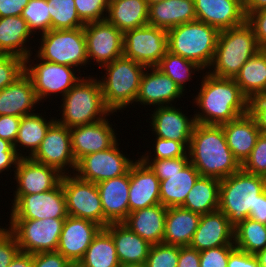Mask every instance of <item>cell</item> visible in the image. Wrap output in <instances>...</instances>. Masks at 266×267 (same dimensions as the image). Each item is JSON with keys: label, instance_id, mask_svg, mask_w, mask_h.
<instances>
[{"label": "cell", "instance_id": "6da1fadb", "mask_svg": "<svg viewBox=\"0 0 266 267\" xmlns=\"http://www.w3.org/2000/svg\"><path fill=\"white\" fill-rule=\"evenodd\" d=\"M205 73L198 95L193 99V104L201 109L194 114L196 123L222 125L248 113L249 100L234 78L216 77L207 70Z\"/></svg>", "mask_w": 266, "mask_h": 267}, {"label": "cell", "instance_id": "7a4b0ae2", "mask_svg": "<svg viewBox=\"0 0 266 267\" xmlns=\"http://www.w3.org/2000/svg\"><path fill=\"white\" fill-rule=\"evenodd\" d=\"M190 162L202 177L222 180L241 169L221 125L197 123L188 148Z\"/></svg>", "mask_w": 266, "mask_h": 267}, {"label": "cell", "instance_id": "3957f363", "mask_svg": "<svg viewBox=\"0 0 266 267\" xmlns=\"http://www.w3.org/2000/svg\"><path fill=\"white\" fill-rule=\"evenodd\" d=\"M260 49L253 29L246 21L242 25L221 30L207 72L220 78H235L247 60Z\"/></svg>", "mask_w": 266, "mask_h": 267}, {"label": "cell", "instance_id": "277c9868", "mask_svg": "<svg viewBox=\"0 0 266 267\" xmlns=\"http://www.w3.org/2000/svg\"><path fill=\"white\" fill-rule=\"evenodd\" d=\"M266 190V177L245 172L242 168L220 180L219 207L235 228L249 218L257 196Z\"/></svg>", "mask_w": 266, "mask_h": 267}, {"label": "cell", "instance_id": "5b68a950", "mask_svg": "<svg viewBox=\"0 0 266 267\" xmlns=\"http://www.w3.org/2000/svg\"><path fill=\"white\" fill-rule=\"evenodd\" d=\"M85 78V79H84ZM98 78L82 77L63 97L61 118L67 128L96 123L112 115L105 106ZM108 115V116H107Z\"/></svg>", "mask_w": 266, "mask_h": 267}, {"label": "cell", "instance_id": "8992f818", "mask_svg": "<svg viewBox=\"0 0 266 267\" xmlns=\"http://www.w3.org/2000/svg\"><path fill=\"white\" fill-rule=\"evenodd\" d=\"M104 68V69H103ZM146 66L124 56L104 65V76L98 79L101 85L105 106L112 112H118L135 104L141 78ZM127 106V107H126Z\"/></svg>", "mask_w": 266, "mask_h": 267}, {"label": "cell", "instance_id": "52a82bcc", "mask_svg": "<svg viewBox=\"0 0 266 267\" xmlns=\"http://www.w3.org/2000/svg\"><path fill=\"white\" fill-rule=\"evenodd\" d=\"M219 30L202 21L180 24L167 31L168 51L205 69L211 65Z\"/></svg>", "mask_w": 266, "mask_h": 267}, {"label": "cell", "instance_id": "ba28073f", "mask_svg": "<svg viewBox=\"0 0 266 267\" xmlns=\"http://www.w3.org/2000/svg\"><path fill=\"white\" fill-rule=\"evenodd\" d=\"M41 41L35 54L34 60L42 59L48 62L67 65L76 68L79 73V66L89 63L87 57L86 38L83 27L56 30L40 34ZM37 57V58H36Z\"/></svg>", "mask_w": 266, "mask_h": 267}, {"label": "cell", "instance_id": "9c48e42d", "mask_svg": "<svg viewBox=\"0 0 266 267\" xmlns=\"http://www.w3.org/2000/svg\"><path fill=\"white\" fill-rule=\"evenodd\" d=\"M20 251L29 254L56 251L65 218L9 219Z\"/></svg>", "mask_w": 266, "mask_h": 267}, {"label": "cell", "instance_id": "30bf717a", "mask_svg": "<svg viewBox=\"0 0 266 267\" xmlns=\"http://www.w3.org/2000/svg\"><path fill=\"white\" fill-rule=\"evenodd\" d=\"M31 56L32 54L25 58V73L32 81L39 103L42 102V99L44 102L45 98L47 96L49 98L51 94L59 93L63 97L82 78L75 74L78 70L74 67L42 59H39V63L35 62L36 64H34Z\"/></svg>", "mask_w": 266, "mask_h": 267}, {"label": "cell", "instance_id": "8fae6325", "mask_svg": "<svg viewBox=\"0 0 266 267\" xmlns=\"http://www.w3.org/2000/svg\"><path fill=\"white\" fill-rule=\"evenodd\" d=\"M72 174L71 172L63 175L61 179L66 198L67 214L72 217L91 220L104 228V212L97 185Z\"/></svg>", "mask_w": 266, "mask_h": 267}, {"label": "cell", "instance_id": "7c38bea8", "mask_svg": "<svg viewBox=\"0 0 266 267\" xmlns=\"http://www.w3.org/2000/svg\"><path fill=\"white\" fill-rule=\"evenodd\" d=\"M167 51V30L146 25L124 33L123 56L146 67H156Z\"/></svg>", "mask_w": 266, "mask_h": 267}, {"label": "cell", "instance_id": "4fadbf2b", "mask_svg": "<svg viewBox=\"0 0 266 267\" xmlns=\"http://www.w3.org/2000/svg\"><path fill=\"white\" fill-rule=\"evenodd\" d=\"M118 141L110 148L82 157L76 165L75 175L88 182L99 183L126 174L135 162L121 153Z\"/></svg>", "mask_w": 266, "mask_h": 267}, {"label": "cell", "instance_id": "5bb4252c", "mask_svg": "<svg viewBox=\"0 0 266 267\" xmlns=\"http://www.w3.org/2000/svg\"><path fill=\"white\" fill-rule=\"evenodd\" d=\"M31 158L55 168L63 175L69 174L68 169L74 174L77 163L73 156L69 128L55 120L47 130L40 147Z\"/></svg>", "mask_w": 266, "mask_h": 267}, {"label": "cell", "instance_id": "9a60e30c", "mask_svg": "<svg viewBox=\"0 0 266 267\" xmlns=\"http://www.w3.org/2000/svg\"><path fill=\"white\" fill-rule=\"evenodd\" d=\"M83 29L89 62L101 68L123 56L124 34L107 20L86 23Z\"/></svg>", "mask_w": 266, "mask_h": 267}, {"label": "cell", "instance_id": "2e32d148", "mask_svg": "<svg viewBox=\"0 0 266 267\" xmlns=\"http://www.w3.org/2000/svg\"><path fill=\"white\" fill-rule=\"evenodd\" d=\"M16 190L12 206L23 196L43 193L56 188L63 177L58 170L32 158H20L14 170Z\"/></svg>", "mask_w": 266, "mask_h": 267}, {"label": "cell", "instance_id": "e0dca14e", "mask_svg": "<svg viewBox=\"0 0 266 267\" xmlns=\"http://www.w3.org/2000/svg\"><path fill=\"white\" fill-rule=\"evenodd\" d=\"M10 219L66 218V198L60 183L56 188L23 195L11 207Z\"/></svg>", "mask_w": 266, "mask_h": 267}, {"label": "cell", "instance_id": "ac0fdd59", "mask_svg": "<svg viewBox=\"0 0 266 267\" xmlns=\"http://www.w3.org/2000/svg\"><path fill=\"white\" fill-rule=\"evenodd\" d=\"M102 228L91 220L68 215L64 220L56 251L68 261H80Z\"/></svg>", "mask_w": 266, "mask_h": 267}, {"label": "cell", "instance_id": "d6986e66", "mask_svg": "<svg viewBox=\"0 0 266 267\" xmlns=\"http://www.w3.org/2000/svg\"><path fill=\"white\" fill-rule=\"evenodd\" d=\"M107 118L96 123L69 128L76 163L84 156L106 150L117 141V133Z\"/></svg>", "mask_w": 266, "mask_h": 267}, {"label": "cell", "instance_id": "ffe728a7", "mask_svg": "<svg viewBox=\"0 0 266 267\" xmlns=\"http://www.w3.org/2000/svg\"><path fill=\"white\" fill-rule=\"evenodd\" d=\"M180 110L174 105L156 107L150 117L151 131L156 137L181 142L188 149L197 123L194 116H186Z\"/></svg>", "mask_w": 266, "mask_h": 267}, {"label": "cell", "instance_id": "44dd1931", "mask_svg": "<svg viewBox=\"0 0 266 267\" xmlns=\"http://www.w3.org/2000/svg\"><path fill=\"white\" fill-rule=\"evenodd\" d=\"M183 94V90L169 76L156 67H147L142 75L135 102L155 108L169 106Z\"/></svg>", "mask_w": 266, "mask_h": 267}, {"label": "cell", "instance_id": "7402d4cb", "mask_svg": "<svg viewBox=\"0 0 266 267\" xmlns=\"http://www.w3.org/2000/svg\"><path fill=\"white\" fill-rule=\"evenodd\" d=\"M221 246H235L234 228L228 217L220 210L201 215L189 247L201 252Z\"/></svg>", "mask_w": 266, "mask_h": 267}, {"label": "cell", "instance_id": "603a6c76", "mask_svg": "<svg viewBox=\"0 0 266 267\" xmlns=\"http://www.w3.org/2000/svg\"><path fill=\"white\" fill-rule=\"evenodd\" d=\"M104 212V228L110 223H122L129 214V171L116 178L96 184Z\"/></svg>", "mask_w": 266, "mask_h": 267}, {"label": "cell", "instance_id": "cb8c5ba5", "mask_svg": "<svg viewBox=\"0 0 266 267\" xmlns=\"http://www.w3.org/2000/svg\"><path fill=\"white\" fill-rule=\"evenodd\" d=\"M197 20L219 31L242 25L246 21L241 0H194Z\"/></svg>", "mask_w": 266, "mask_h": 267}, {"label": "cell", "instance_id": "d4e9b609", "mask_svg": "<svg viewBox=\"0 0 266 267\" xmlns=\"http://www.w3.org/2000/svg\"><path fill=\"white\" fill-rule=\"evenodd\" d=\"M160 180L140 159L130 167L129 213L160 204Z\"/></svg>", "mask_w": 266, "mask_h": 267}, {"label": "cell", "instance_id": "484cf974", "mask_svg": "<svg viewBox=\"0 0 266 267\" xmlns=\"http://www.w3.org/2000/svg\"><path fill=\"white\" fill-rule=\"evenodd\" d=\"M38 103L32 81L25 72L13 83L0 90V116L31 115L36 111L34 108Z\"/></svg>", "mask_w": 266, "mask_h": 267}, {"label": "cell", "instance_id": "4316f807", "mask_svg": "<svg viewBox=\"0 0 266 267\" xmlns=\"http://www.w3.org/2000/svg\"><path fill=\"white\" fill-rule=\"evenodd\" d=\"M227 145L234 157L242 165L255 147L260 131L254 118L249 114L221 125Z\"/></svg>", "mask_w": 266, "mask_h": 267}, {"label": "cell", "instance_id": "83f0119b", "mask_svg": "<svg viewBox=\"0 0 266 267\" xmlns=\"http://www.w3.org/2000/svg\"><path fill=\"white\" fill-rule=\"evenodd\" d=\"M167 207L156 204L130 212L122 222L151 245L163 243Z\"/></svg>", "mask_w": 266, "mask_h": 267}, {"label": "cell", "instance_id": "f1b7e54d", "mask_svg": "<svg viewBox=\"0 0 266 267\" xmlns=\"http://www.w3.org/2000/svg\"><path fill=\"white\" fill-rule=\"evenodd\" d=\"M160 180V204L169 207H180L194 186L200 173L189 162L182 170L173 174H155Z\"/></svg>", "mask_w": 266, "mask_h": 267}, {"label": "cell", "instance_id": "f546056e", "mask_svg": "<svg viewBox=\"0 0 266 267\" xmlns=\"http://www.w3.org/2000/svg\"><path fill=\"white\" fill-rule=\"evenodd\" d=\"M197 20L194 0H165L149 5L148 25L169 30Z\"/></svg>", "mask_w": 266, "mask_h": 267}, {"label": "cell", "instance_id": "4dcf8cb0", "mask_svg": "<svg viewBox=\"0 0 266 267\" xmlns=\"http://www.w3.org/2000/svg\"><path fill=\"white\" fill-rule=\"evenodd\" d=\"M105 229L114 240L120 264L145 263L151 244L123 223H110Z\"/></svg>", "mask_w": 266, "mask_h": 267}, {"label": "cell", "instance_id": "1f68e13d", "mask_svg": "<svg viewBox=\"0 0 266 267\" xmlns=\"http://www.w3.org/2000/svg\"><path fill=\"white\" fill-rule=\"evenodd\" d=\"M201 215L180 207H169L165 217L163 243L189 246Z\"/></svg>", "mask_w": 266, "mask_h": 267}, {"label": "cell", "instance_id": "d6a6232c", "mask_svg": "<svg viewBox=\"0 0 266 267\" xmlns=\"http://www.w3.org/2000/svg\"><path fill=\"white\" fill-rule=\"evenodd\" d=\"M32 35L22 16L0 18V54L27 58L32 54L31 48L27 45Z\"/></svg>", "mask_w": 266, "mask_h": 267}, {"label": "cell", "instance_id": "836d02e7", "mask_svg": "<svg viewBox=\"0 0 266 267\" xmlns=\"http://www.w3.org/2000/svg\"><path fill=\"white\" fill-rule=\"evenodd\" d=\"M146 0H117L108 6L106 20L123 34L148 25Z\"/></svg>", "mask_w": 266, "mask_h": 267}, {"label": "cell", "instance_id": "e575fe53", "mask_svg": "<svg viewBox=\"0 0 266 267\" xmlns=\"http://www.w3.org/2000/svg\"><path fill=\"white\" fill-rule=\"evenodd\" d=\"M234 80L248 100L266 95V49L251 56Z\"/></svg>", "mask_w": 266, "mask_h": 267}, {"label": "cell", "instance_id": "d590c367", "mask_svg": "<svg viewBox=\"0 0 266 267\" xmlns=\"http://www.w3.org/2000/svg\"><path fill=\"white\" fill-rule=\"evenodd\" d=\"M55 120L56 119H53L52 117L50 120H47L40 113H33L21 118L18 134L13 145L16 153L20 158H31L34 155V153L40 147V144L43 141L47 130ZM17 146L19 148L23 147V151L18 149ZM24 149H26L29 153L24 152ZM19 150L21 152H18ZM22 152L28 153L29 155H23Z\"/></svg>", "mask_w": 266, "mask_h": 267}, {"label": "cell", "instance_id": "8d00e7d4", "mask_svg": "<svg viewBox=\"0 0 266 267\" xmlns=\"http://www.w3.org/2000/svg\"><path fill=\"white\" fill-rule=\"evenodd\" d=\"M220 180L200 176L186 196L184 209L204 215L218 210Z\"/></svg>", "mask_w": 266, "mask_h": 267}, {"label": "cell", "instance_id": "74e56055", "mask_svg": "<svg viewBox=\"0 0 266 267\" xmlns=\"http://www.w3.org/2000/svg\"><path fill=\"white\" fill-rule=\"evenodd\" d=\"M83 267H120L111 234L102 228L80 260Z\"/></svg>", "mask_w": 266, "mask_h": 267}, {"label": "cell", "instance_id": "f35d334b", "mask_svg": "<svg viewBox=\"0 0 266 267\" xmlns=\"http://www.w3.org/2000/svg\"><path fill=\"white\" fill-rule=\"evenodd\" d=\"M235 248L246 253L256 254L266 248V224L251 218L245 219L234 228Z\"/></svg>", "mask_w": 266, "mask_h": 267}, {"label": "cell", "instance_id": "ab89813d", "mask_svg": "<svg viewBox=\"0 0 266 267\" xmlns=\"http://www.w3.org/2000/svg\"><path fill=\"white\" fill-rule=\"evenodd\" d=\"M162 73L169 76L182 90L185 91L187 81H190L192 74L203 71L195 62L167 51L156 66ZM201 70V71H200Z\"/></svg>", "mask_w": 266, "mask_h": 267}, {"label": "cell", "instance_id": "60d3db41", "mask_svg": "<svg viewBox=\"0 0 266 267\" xmlns=\"http://www.w3.org/2000/svg\"><path fill=\"white\" fill-rule=\"evenodd\" d=\"M51 16V29L66 30L84 27L80 19L74 0H47Z\"/></svg>", "mask_w": 266, "mask_h": 267}, {"label": "cell", "instance_id": "b9f144b4", "mask_svg": "<svg viewBox=\"0 0 266 267\" xmlns=\"http://www.w3.org/2000/svg\"><path fill=\"white\" fill-rule=\"evenodd\" d=\"M21 16L26 20L28 29L33 36L37 30L41 34L51 30V16L47 0H30L24 7Z\"/></svg>", "mask_w": 266, "mask_h": 267}, {"label": "cell", "instance_id": "7bdbcfd3", "mask_svg": "<svg viewBox=\"0 0 266 267\" xmlns=\"http://www.w3.org/2000/svg\"><path fill=\"white\" fill-rule=\"evenodd\" d=\"M179 246L159 243L151 245L146 267H177Z\"/></svg>", "mask_w": 266, "mask_h": 267}, {"label": "cell", "instance_id": "ee69618b", "mask_svg": "<svg viewBox=\"0 0 266 267\" xmlns=\"http://www.w3.org/2000/svg\"><path fill=\"white\" fill-rule=\"evenodd\" d=\"M25 72V59L11 54H0V90L13 83Z\"/></svg>", "mask_w": 266, "mask_h": 267}, {"label": "cell", "instance_id": "f6af8a7d", "mask_svg": "<svg viewBox=\"0 0 266 267\" xmlns=\"http://www.w3.org/2000/svg\"><path fill=\"white\" fill-rule=\"evenodd\" d=\"M155 144H153V152H154V158H151V153L143 154L140 158V160H160V159H171V158H178V157H184L186 154H188V149L181 143L175 140H168L156 137ZM151 155V156H150Z\"/></svg>", "mask_w": 266, "mask_h": 267}, {"label": "cell", "instance_id": "bcb514c9", "mask_svg": "<svg viewBox=\"0 0 266 267\" xmlns=\"http://www.w3.org/2000/svg\"><path fill=\"white\" fill-rule=\"evenodd\" d=\"M80 19L86 24L106 20L107 0H74Z\"/></svg>", "mask_w": 266, "mask_h": 267}, {"label": "cell", "instance_id": "7dc6e473", "mask_svg": "<svg viewBox=\"0 0 266 267\" xmlns=\"http://www.w3.org/2000/svg\"><path fill=\"white\" fill-rule=\"evenodd\" d=\"M241 168L251 174L266 177V136L260 134L250 156L241 165Z\"/></svg>", "mask_w": 266, "mask_h": 267}, {"label": "cell", "instance_id": "c3c4849f", "mask_svg": "<svg viewBox=\"0 0 266 267\" xmlns=\"http://www.w3.org/2000/svg\"><path fill=\"white\" fill-rule=\"evenodd\" d=\"M0 267H8L20 251L15 235L0 225Z\"/></svg>", "mask_w": 266, "mask_h": 267}, {"label": "cell", "instance_id": "681fc988", "mask_svg": "<svg viewBox=\"0 0 266 267\" xmlns=\"http://www.w3.org/2000/svg\"><path fill=\"white\" fill-rule=\"evenodd\" d=\"M235 246H221L199 252L200 267H227L229 254Z\"/></svg>", "mask_w": 266, "mask_h": 267}, {"label": "cell", "instance_id": "f907efd6", "mask_svg": "<svg viewBox=\"0 0 266 267\" xmlns=\"http://www.w3.org/2000/svg\"><path fill=\"white\" fill-rule=\"evenodd\" d=\"M154 174H173L182 170L189 162V154L184 157L160 159V160H141Z\"/></svg>", "mask_w": 266, "mask_h": 267}, {"label": "cell", "instance_id": "816d5d0a", "mask_svg": "<svg viewBox=\"0 0 266 267\" xmlns=\"http://www.w3.org/2000/svg\"><path fill=\"white\" fill-rule=\"evenodd\" d=\"M246 22L253 29L260 47L266 49V8L246 14Z\"/></svg>", "mask_w": 266, "mask_h": 267}, {"label": "cell", "instance_id": "f5cc1de1", "mask_svg": "<svg viewBox=\"0 0 266 267\" xmlns=\"http://www.w3.org/2000/svg\"><path fill=\"white\" fill-rule=\"evenodd\" d=\"M248 113L254 118L260 134L266 136V95L250 99Z\"/></svg>", "mask_w": 266, "mask_h": 267}, {"label": "cell", "instance_id": "db71d44e", "mask_svg": "<svg viewBox=\"0 0 266 267\" xmlns=\"http://www.w3.org/2000/svg\"><path fill=\"white\" fill-rule=\"evenodd\" d=\"M19 159L14 146L9 141L0 138V174L11 170V167L16 168Z\"/></svg>", "mask_w": 266, "mask_h": 267}, {"label": "cell", "instance_id": "11a10c76", "mask_svg": "<svg viewBox=\"0 0 266 267\" xmlns=\"http://www.w3.org/2000/svg\"><path fill=\"white\" fill-rule=\"evenodd\" d=\"M68 260L58 251L33 254V267H64Z\"/></svg>", "mask_w": 266, "mask_h": 267}, {"label": "cell", "instance_id": "9f6ffc18", "mask_svg": "<svg viewBox=\"0 0 266 267\" xmlns=\"http://www.w3.org/2000/svg\"><path fill=\"white\" fill-rule=\"evenodd\" d=\"M22 117L0 116V138L14 145Z\"/></svg>", "mask_w": 266, "mask_h": 267}, {"label": "cell", "instance_id": "6f0895ef", "mask_svg": "<svg viewBox=\"0 0 266 267\" xmlns=\"http://www.w3.org/2000/svg\"><path fill=\"white\" fill-rule=\"evenodd\" d=\"M227 267H261L255 254L235 248L230 254Z\"/></svg>", "mask_w": 266, "mask_h": 267}, {"label": "cell", "instance_id": "680465c9", "mask_svg": "<svg viewBox=\"0 0 266 267\" xmlns=\"http://www.w3.org/2000/svg\"><path fill=\"white\" fill-rule=\"evenodd\" d=\"M177 267H200L199 251L189 246H179Z\"/></svg>", "mask_w": 266, "mask_h": 267}, {"label": "cell", "instance_id": "91938a15", "mask_svg": "<svg viewBox=\"0 0 266 267\" xmlns=\"http://www.w3.org/2000/svg\"><path fill=\"white\" fill-rule=\"evenodd\" d=\"M30 0H0V18L21 16L24 7Z\"/></svg>", "mask_w": 266, "mask_h": 267}, {"label": "cell", "instance_id": "94428289", "mask_svg": "<svg viewBox=\"0 0 266 267\" xmlns=\"http://www.w3.org/2000/svg\"><path fill=\"white\" fill-rule=\"evenodd\" d=\"M249 218L266 224V190L257 196L255 209H252Z\"/></svg>", "mask_w": 266, "mask_h": 267}, {"label": "cell", "instance_id": "6125c7cd", "mask_svg": "<svg viewBox=\"0 0 266 267\" xmlns=\"http://www.w3.org/2000/svg\"><path fill=\"white\" fill-rule=\"evenodd\" d=\"M8 267H33V254L19 251Z\"/></svg>", "mask_w": 266, "mask_h": 267}, {"label": "cell", "instance_id": "be15d7a7", "mask_svg": "<svg viewBox=\"0 0 266 267\" xmlns=\"http://www.w3.org/2000/svg\"><path fill=\"white\" fill-rule=\"evenodd\" d=\"M243 8L245 15L266 8V0H244Z\"/></svg>", "mask_w": 266, "mask_h": 267}, {"label": "cell", "instance_id": "e7e4bbea", "mask_svg": "<svg viewBox=\"0 0 266 267\" xmlns=\"http://www.w3.org/2000/svg\"><path fill=\"white\" fill-rule=\"evenodd\" d=\"M256 257L261 267H266V248L257 252Z\"/></svg>", "mask_w": 266, "mask_h": 267}, {"label": "cell", "instance_id": "03108f58", "mask_svg": "<svg viewBox=\"0 0 266 267\" xmlns=\"http://www.w3.org/2000/svg\"><path fill=\"white\" fill-rule=\"evenodd\" d=\"M120 267H146L145 263L120 264Z\"/></svg>", "mask_w": 266, "mask_h": 267}, {"label": "cell", "instance_id": "003e7915", "mask_svg": "<svg viewBox=\"0 0 266 267\" xmlns=\"http://www.w3.org/2000/svg\"><path fill=\"white\" fill-rule=\"evenodd\" d=\"M64 267H83L80 261H68Z\"/></svg>", "mask_w": 266, "mask_h": 267}, {"label": "cell", "instance_id": "a7ac6f4b", "mask_svg": "<svg viewBox=\"0 0 266 267\" xmlns=\"http://www.w3.org/2000/svg\"><path fill=\"white\" fill-rule=\"evenodd\" d=\"M163 1H165V0H146L148 6L156 4V3H160V2H163Z\"/></svg>", "mask_w": 266, "mask_h": 267}, {"label": "cell", "instance_id": "89a4df30", "mask_svg": "<svg viewBox=\"0 0 266 267\" xmlns=\"http://www.w3.org/2000/svg\"><path fill=\"white\" fill-rule=\"evenodd\" d=\"M117 0H107L108 4H111L112 2H115Z\"/></svg>", "mask_w": 266, "mask_h": 267}]
</instances>
